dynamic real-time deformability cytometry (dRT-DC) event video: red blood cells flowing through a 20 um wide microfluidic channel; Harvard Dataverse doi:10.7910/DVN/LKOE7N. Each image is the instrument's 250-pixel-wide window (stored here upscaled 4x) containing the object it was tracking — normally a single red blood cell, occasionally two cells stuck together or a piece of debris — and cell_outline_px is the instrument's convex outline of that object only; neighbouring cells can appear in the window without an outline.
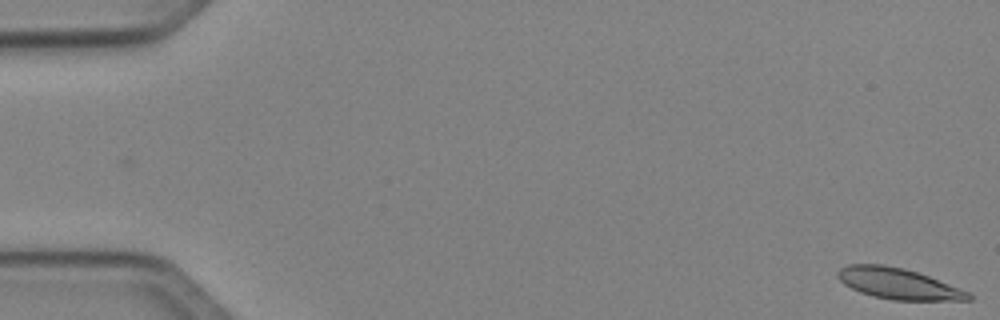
{"species": "Egyptian fruit bat (a non-hibernating species)", "species_latin": "Rousettus aegyptiacus", "temperature_condition": "cold", "stored_images_in_passage": 51, "camera_frame_rate_fps": 3000, "um_per_image_px": 0.085, "animal": {"sex": "female"}, "frame": {"image": 1, "passage_image": 1, "time_ms": 0.0, "image_size_px": [1000, 320], "cell_outline_px": [[972, 300], [892, 300], [872, 296], [860, 292], [844, 284], [836, 276], [836, 272], [840, 268], [848, 264], [884, 264], [904, 268], [928, 276], [960, 288], [968, 292], [972, 296]], "centroid_in_image_um": [76.32, 24.1], "position_along_channel_um": 8.7, "area_um2": 23.52}}
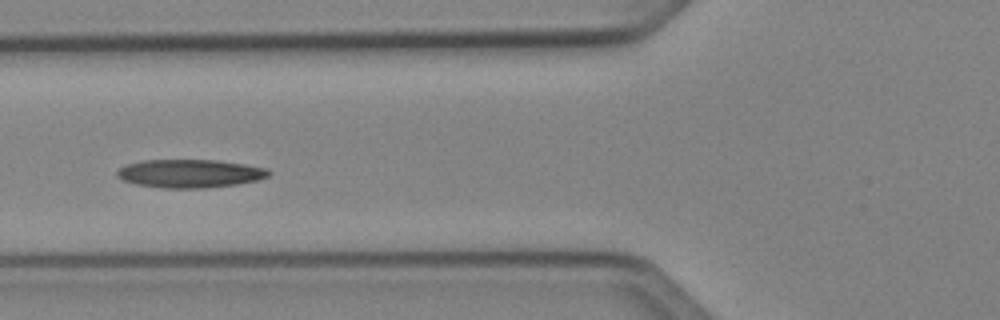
{"frame": {"image": 2, "passage_image": 20, "time_ms": 6.333, "image_size_px": [1000, 320], "cell_outline_px": [[272, 172], [268, 176], [256, 180], [236, 184], [208, 188], [164, 188], [136, 184], [124, 180], [116, 176], [116, 172], [124, 164], [140, 160], [216, 160], [244, 164], [268, 168]], "centroid_in_image_um": [16.12, 14.74], "position_along_channel_um": 109.7, "area_um2": 25.09}}
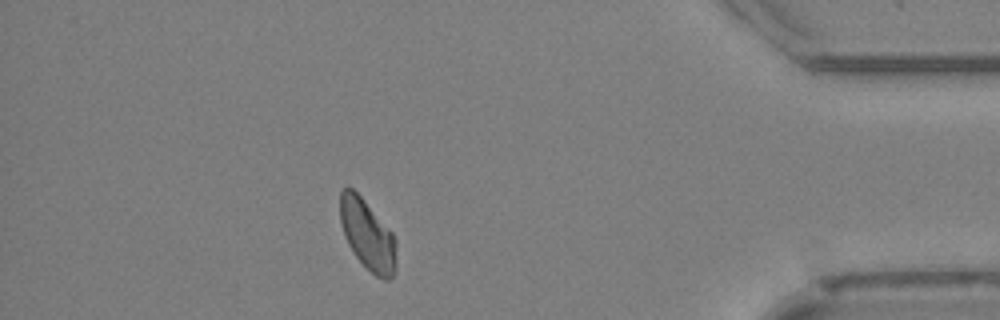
{"frame": {"image": 3, "passage_image": 45, "time_ms": 14.667, "image_size_px": [1000, 320], "cell_outline_px": [[396, 268], [392, 276], [388, 280], [384, 280], [376, 276], [356, 256], [348, 244], [344, 236], [340, 220], [340, 192], [344, 188], [352, 188], [364, 200], [392, 232], [396, 240]], "centroid_in_image_um": [31.25, 19.97], "position_along_channel_um": 404.0, "area_um2": 22.77}, "authors_computed_cell_mechanics": {"area_um2": 23.7558, "velocity_mm_per_s": 4.0294, "shape_relaxation_time_tau1_ms": 9.3561, "shape_relaxation_time_tau2_ms": null, "deformation_change_tau1": 0.1724, "deformation_change_tau2": null}}